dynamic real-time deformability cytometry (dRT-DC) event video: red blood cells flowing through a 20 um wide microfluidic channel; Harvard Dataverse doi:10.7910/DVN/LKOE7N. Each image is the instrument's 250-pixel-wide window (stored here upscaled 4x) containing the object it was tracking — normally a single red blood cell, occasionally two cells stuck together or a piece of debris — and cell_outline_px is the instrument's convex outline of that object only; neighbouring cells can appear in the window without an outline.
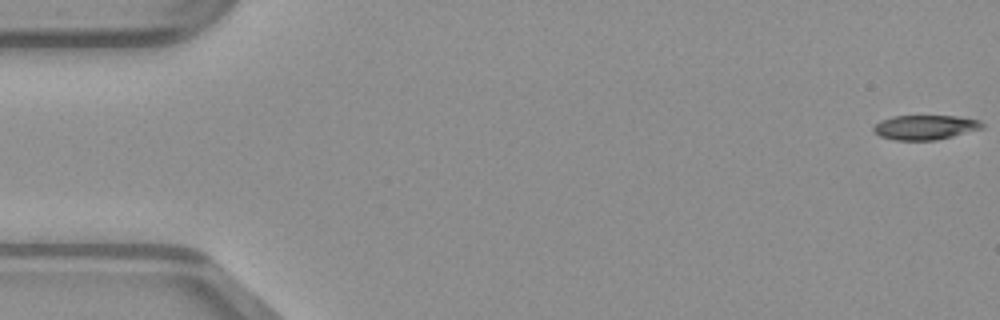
{"species": "common noctule bat (a hibernating species)", "species_latin": "Nyctalus noctula", "temperature_condition": "warm", "stored_images_in_passage": 50, "camera_frame_rate_fps": 3000, "um_per_image_px": 0.085, "animal": {"sex": "male", "body_mass_g": 23.1, "forearm_length_mm": 52.7}, "frame": {"image": 1, "passage_image": 1, "time_ms": 0.0, "image_size_px": [1000, 320], "cell_outline_px": [[984, 128], [936, 140], [896, 140], [880, 136], [872, 132], [872, 128], [880, 120], [892, 116], [956, 116], [980, 120], [984, 124]], "centroid_in_image_um": [78.62, 10.82], "position_along_channel_um": 6.4, "area_um2": 15.61}}
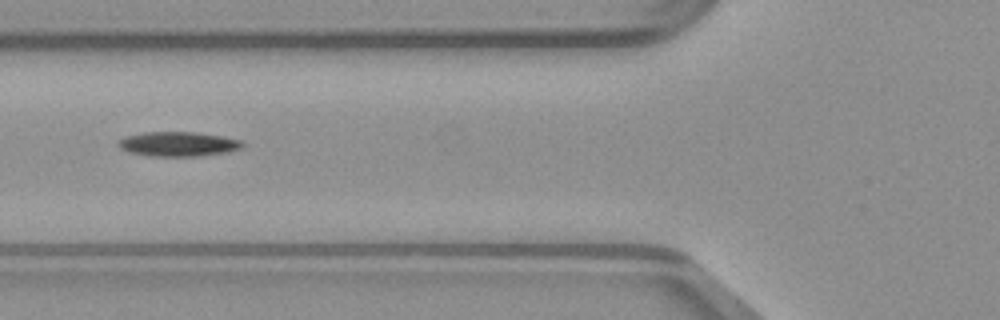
{"frame": {"image": 2, "passage_image": 19, "time_ms": 6.0, "image_size_px": [1000, 320], "cell_outline_px": [[244, 148], [228, 152], [200, 156], [148, 156], [128, 152], [120, 148], [116, 144], [120, 140], [128, 136], [144, 132], [196, 132], [220, 136], [240, 140], [244, 144]], "centroid_in_image_um": [15.16, 12.25], "position_along_channel_um": 110.6, "area_um2": 17.8}}
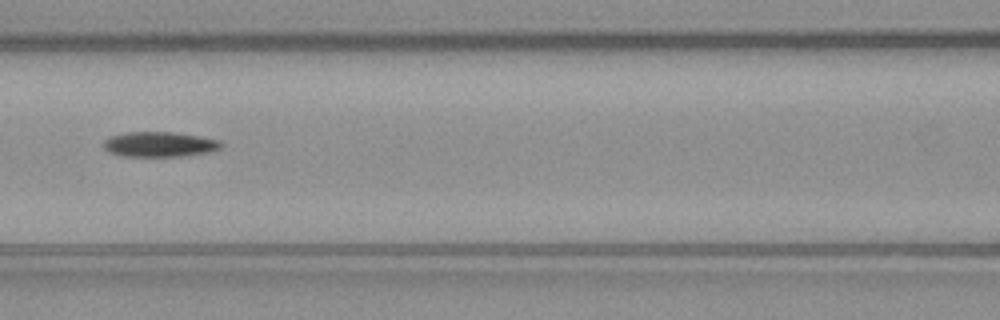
{"frame": {"image": 3, "passage_image": 22, "time_ms": 7.0, "image_size_px": [1000, 320], "cell_outline_px": [[224, 144], [220, 148], [212, 152], [188, 156], [120, 156], [108, 152], [104, 148], [104, 140], [112, 136], [124, 132], [172, 132], [200, 136], [220, 140]], "centroid_in_image_um": [13.6, 12.27], "position_along_channel_um": 153.0, "area_um2": 17.4}}